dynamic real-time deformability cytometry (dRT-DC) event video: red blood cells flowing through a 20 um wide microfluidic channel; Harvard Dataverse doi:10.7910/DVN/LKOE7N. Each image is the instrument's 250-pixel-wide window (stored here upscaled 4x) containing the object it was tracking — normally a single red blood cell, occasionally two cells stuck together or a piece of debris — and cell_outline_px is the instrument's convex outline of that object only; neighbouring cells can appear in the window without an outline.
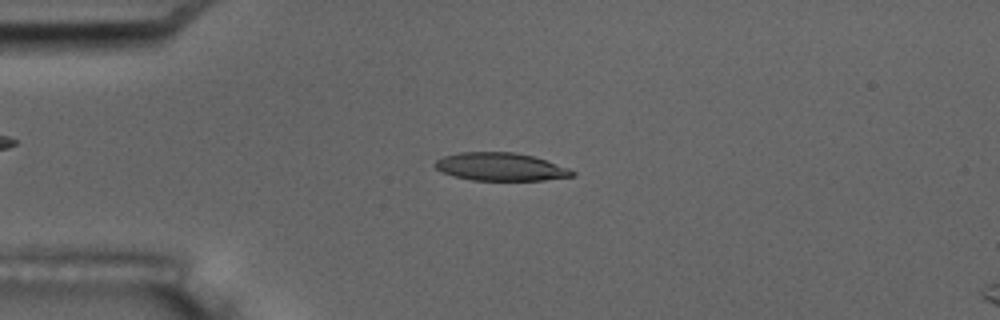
{"species": "common noctule bat (a hibernating species)", "species_latin": "Nyctalus noctula", "temperature_condition": "room temperature", "stored_images_in_passage": 5, "segment_of_instrument_passage": [1, 2], "camera_frame_rate_fps": 3000, "um_per_image_px": 0.085, "animal": {"sex": "male", "body_mass_g": 17.5, "forearm_length_mm": 52.3}, "frame": {"image": 1, "passage_image": 3, "time_ms": 2.333, "image_size_px": [1000, 320], "cell_outline_px": [[576, 176], [544, 180], [472, 180], [452, 176], [436, 168], [432, 164], [436, 160], [444, 156], [460, 152], [512, 152], [532, 156], [568, 168], [576, 172]], "centroid_in_image_um": [42.53, 14.18], "position_along_channel_um": 42.5, "area_um2": 22.25}}